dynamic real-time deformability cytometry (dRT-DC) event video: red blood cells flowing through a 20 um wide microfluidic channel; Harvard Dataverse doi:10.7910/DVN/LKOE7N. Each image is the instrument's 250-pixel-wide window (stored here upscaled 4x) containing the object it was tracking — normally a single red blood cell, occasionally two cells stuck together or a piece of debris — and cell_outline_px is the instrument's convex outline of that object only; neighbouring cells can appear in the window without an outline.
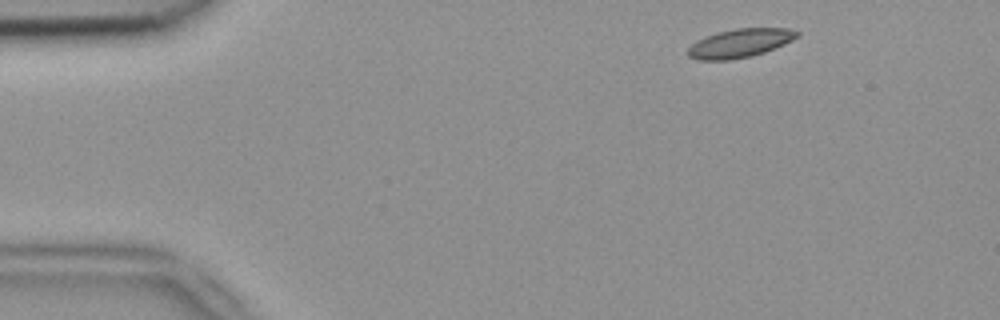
{"species": "common noctule bat (a hibernating species)", "species_latin": "Nyctalus noctula", "temperature_condition": "room temperature", "stored_images_in_passage": 3, "camera_frame_rate_fps": 3000, "um_per_image_px": 0.085, "animal": {"sex": "female", "body_mass_g": 18.4}, "frame": {"image": 1, "passage_image": 1, "time_ms": 0.0, "image_size_px": [1000, 320], "cell_outline_px": [[800, 36], [784, 44], [764, 52], [752, 56], [728, 60], [696, 60], [688, 56], [688, 48], [696, 40], [716, 32], [736, 28], [788, 28], [800, 32]], "centroid_in_image_um": [62.89, 3.66], "position_along_channel_um": 22.1, "area_um2": 18.32}}